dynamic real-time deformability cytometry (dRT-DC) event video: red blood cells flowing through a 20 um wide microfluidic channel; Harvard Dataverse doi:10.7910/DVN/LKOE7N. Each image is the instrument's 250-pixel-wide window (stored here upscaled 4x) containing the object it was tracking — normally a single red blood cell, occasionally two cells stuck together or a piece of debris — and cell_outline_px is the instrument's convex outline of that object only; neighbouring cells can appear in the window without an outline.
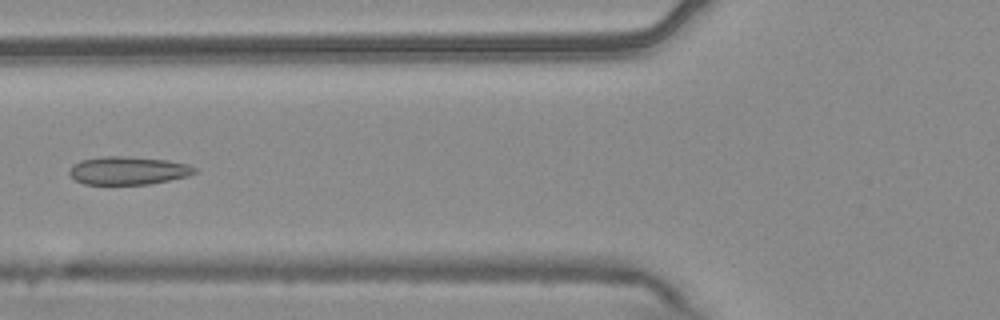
{"species": "common noctule bat (a hibernating species)", "species_latin": "Nyctalus noctula", "temperature_condition": "warm", "stored_images_in_passage": 7, "camera_frame_rate_fps": 3000, "um_per_image_px": 0.085, "animal": {"sex": "male", "body_mass_g": 20.4}, "frame": {"image": 1, "passage_image": 6, "time_ms": 1.667, "image_size_px": [1000, 320], "cell_outline_px": [[200, 168], [196, 172], [188, 176], [148, 184], [84, 184], [76, 180], [68, 172], [72, 164], [80, 160], [104, 156], [124, 156], [168, 160], [188, 164]], "centroid_in_image_um": [10.91, 14.49], "position_along_channel_um": 114.9, "area_um2": 20.58}}
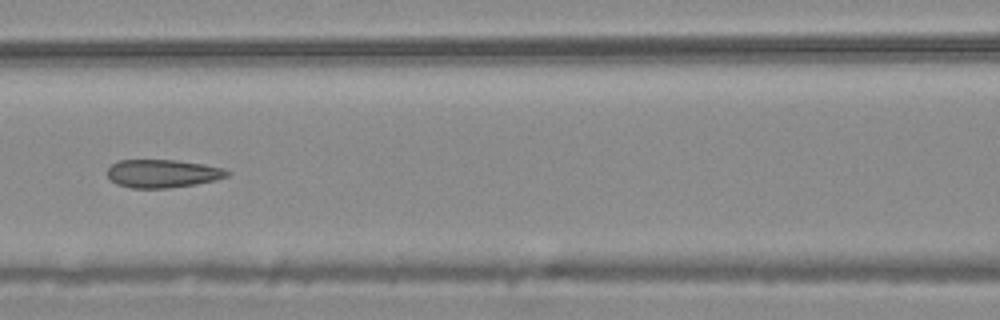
{"frame": {"image": 2, "passage_image": 7, "time_ms": 2.0, "image_size_px": [1000, 320], "cell_outline_px": [[232, 172], [228, 176], [216, 180], [196, 184], [168, 188], [132, 188], [116, 184], [108, 176], [108, 168], [112, 164], [120, 160], [176, 160], [204, 164], [224, 168]], "centroid_in_image_um": [13.86, 14.75], "position_along_channel_um": 152.7, "area_um2": 19.71}}